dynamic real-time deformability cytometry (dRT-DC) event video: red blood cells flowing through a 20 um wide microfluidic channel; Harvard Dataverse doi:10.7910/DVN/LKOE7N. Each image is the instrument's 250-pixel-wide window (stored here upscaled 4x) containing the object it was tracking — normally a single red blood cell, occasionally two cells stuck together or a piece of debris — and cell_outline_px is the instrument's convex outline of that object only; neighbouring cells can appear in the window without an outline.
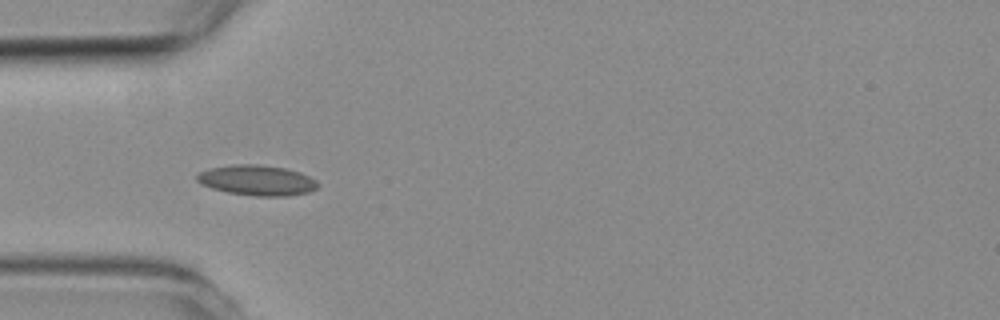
{"species": "common noctule bat (a hibernating species)", "species_latin": "Nyctalus noctula", "temperature_condition": "room temperature", "stored_images_in_passage": 6, "camera_frame_rate_fps": 3000, "um_per_image_px": 0.085, "animal": {"sex": "female", "body_mass_g": 19.3, "forearm_length_mm": 54.1}, "frame": {"image": 1, "passage_image": 4, "time_ms": 3.333, "image_size_px": [1000, 320], "cell_outline_px": [[320, 184], [316, 188], [308, 192], [288, 196], [256, 196], [228, 192], [212, 188], [200, 184], [196, 180], [196, 176], [200, 172], [212, 168], [236, 164], [256, 164], [284, 168], [300, 172], [316, 180]], "centroid_in_image_um": [21.86, 15.33], "position_along_channel_um": 63.1, "area_um2": 21.21}}
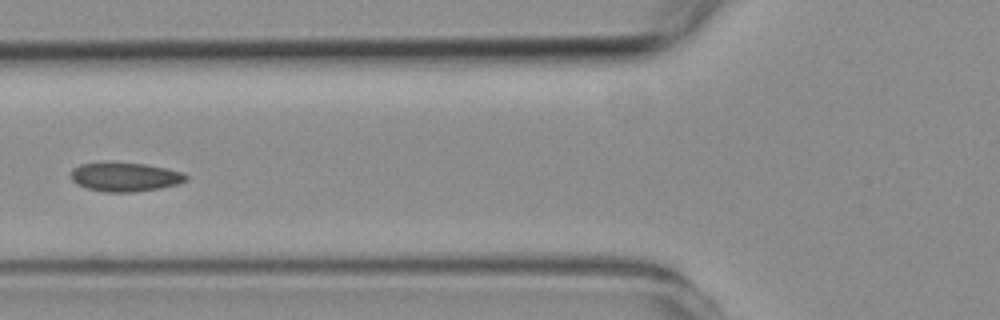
{"frame": {"image": 2, "passage_image": 5, "time_ms": 4.667, "image_size_px": [1000, 320], "cell_outline_px": [[188, 180], [176, 184], [160, 188], [132, 192], [104, 192], [88, 188], [76, 184], [72, 180], [72, 168], [80, 164], [100, 160], [108, 160], [144, 164], [168, 168], [184, 172], [188, 176]], "centroid_in_image_um": [10.6, 15.0], "position_along_channel_um": 115.2, "area_um2": 20.06}}
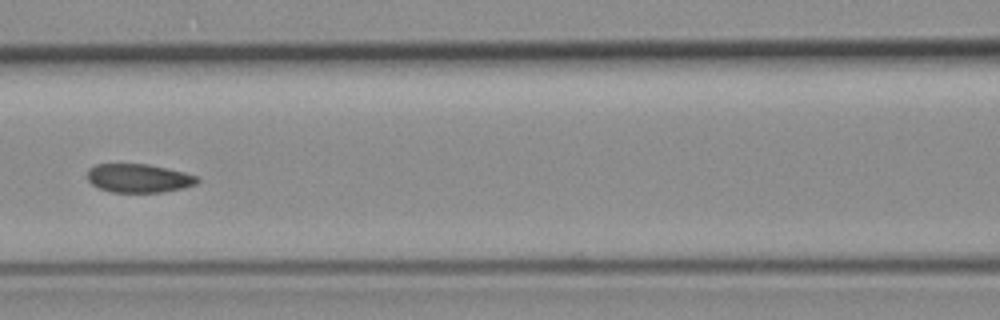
{"frame": {"image": 3, "passage_image": 6, "time_ms": 5.667, "image_size_px": [1000, 320], "cell_outline_px": [[200, 180], [196, 184], [180, 188], [160, 192], [112, 192], [100, 188], [92, 184], [88, 180], [88, 168], [96, 164], [148, 164], [184, 172], [196, 176]], "centroid_in_image_um": [11.77, 15.14], "position_along_channel_um": 154.8, "area_um2": 18.15}}